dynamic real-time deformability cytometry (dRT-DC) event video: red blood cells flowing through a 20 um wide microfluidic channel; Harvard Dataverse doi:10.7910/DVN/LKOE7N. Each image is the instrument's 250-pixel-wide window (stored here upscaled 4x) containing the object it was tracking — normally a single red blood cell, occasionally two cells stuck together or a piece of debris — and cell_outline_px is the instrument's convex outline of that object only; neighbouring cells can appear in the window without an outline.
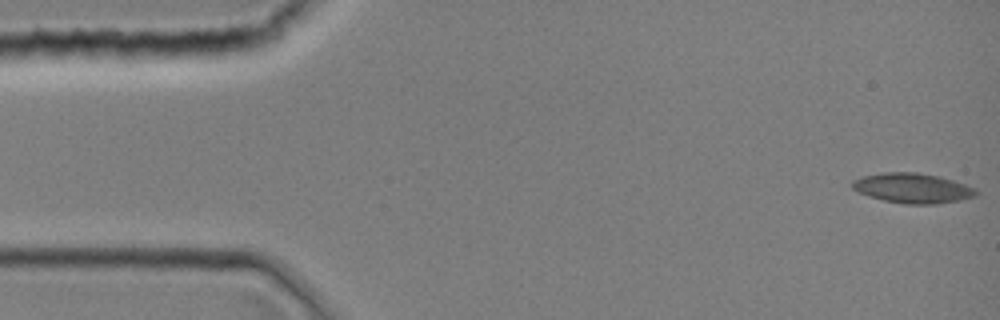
{"species": "common noctule bat (a hibernating species)", "species_latin": "Nyctalus noctula", "temperature_condition": "room temperature", "stored_images_in_passage": 1, "camera_frame_rate_fps": 3000, "um_per_image_px": 0.085, "animal": {"sex": "female", "body_mass_g": 19.0, "forearm_length_mm": 51.5}, "frame": {"image": 1, "passage_image": 1, "time_ms": 0.0, "image_size_px": [1000, 320], "cell_outline_px": [[980, 192], [976, 196], [960, 200], [936, 204], [904, 204], [884, 200], [860, 192], [852, 188], [852, 180], [864, 176], [884, 172], [916, 172], [940, 176], [976, 188]], "centroid_in_image_um": [77.62, 15.99], "position_along_channel_um": 7.4, "area_um2": 21.5}}